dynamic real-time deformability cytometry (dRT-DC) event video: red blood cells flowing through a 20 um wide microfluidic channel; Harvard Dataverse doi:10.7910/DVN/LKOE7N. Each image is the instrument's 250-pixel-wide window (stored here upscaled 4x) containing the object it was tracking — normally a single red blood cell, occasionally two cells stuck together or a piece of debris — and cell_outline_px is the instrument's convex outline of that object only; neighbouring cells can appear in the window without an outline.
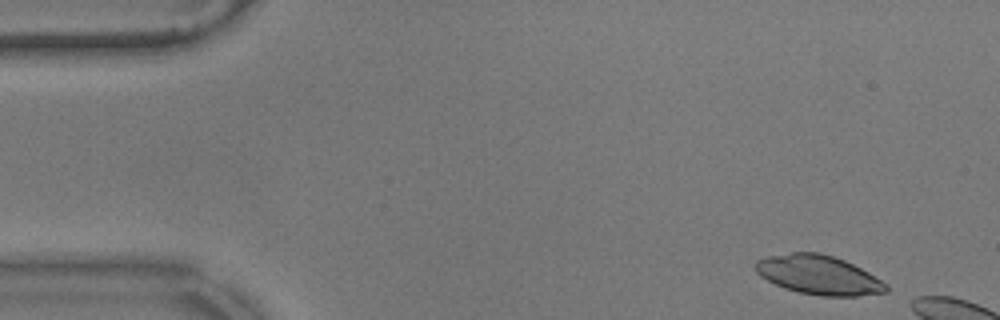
{"species": "common noctule bat (a hibernating species)", "species_latin": "Nyctalus noctula", "temperature_condition": "warm", "stored_images_in_passage": 9, "camera_frame_rate_fps": 3000, "um_per_image_px": 0.085, "animal": {"sex": "male", "body_mass_g": 17.9}, "frame": {"image": 1, "passage_image": 3, "time_ms": 0.667, "image_size_px": [1000, 320], "cell_outline_px": [[888, 292], [856, 296], [820, 296], [800, 292], [784, 288], [760, 276], [756, 272], [756, 260], [768, 256], [792, 252], [820, 252], [844, 260], [868, 272], [888, 284]], "centroid_in_image_um": [69.6, 23.37], "position_along_channel_um": 15.4, "area_um2": 29.71}}